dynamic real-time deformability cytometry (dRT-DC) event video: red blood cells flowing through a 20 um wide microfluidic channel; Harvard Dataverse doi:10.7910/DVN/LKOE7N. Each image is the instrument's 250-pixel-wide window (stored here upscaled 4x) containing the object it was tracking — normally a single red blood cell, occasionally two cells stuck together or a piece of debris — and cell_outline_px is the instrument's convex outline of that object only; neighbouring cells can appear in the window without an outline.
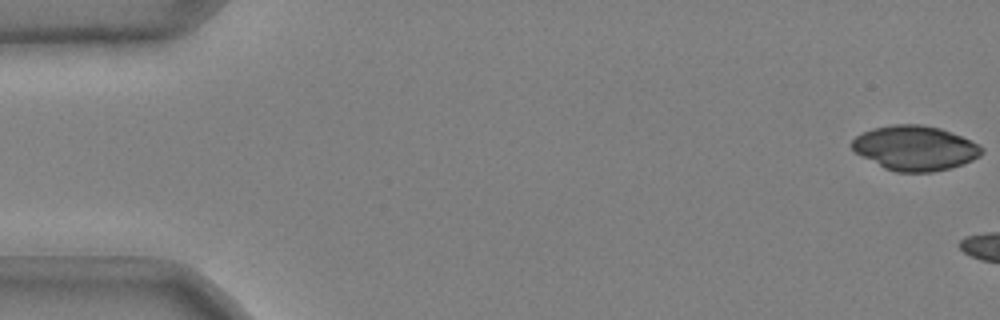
{"species": "common noctule bat (a hibernating species)", "species_latin": "Nyctalus noctula", "temperature_condition": "cold", "stored_images_in_passage": 5, "camera_frame_rate_fps": 3000, "um_per_image_px": 0.085, "animal": {"sex": "male", "body_mass_g": 20.4}, "frame": {"image": 1, "passage_image": 1, "time_ms": 0.0, "image_size_px": [1000, 320], "cell_outline_px": [[984, 152], [980, 156], [964, 164], [952, 168], [932, 172], [896, 172], [884, 168], [856, 152], [852, 148], [852, 140], [860, 132], [872, 128], [892, 124], [920, 124], [940, 128], [972, 140], [980, 144], [984, 148]], "centroid_in_image_um": [77.81, 12.58], "position_along_channel_um": 7.2, "area_um2": 34.04}}